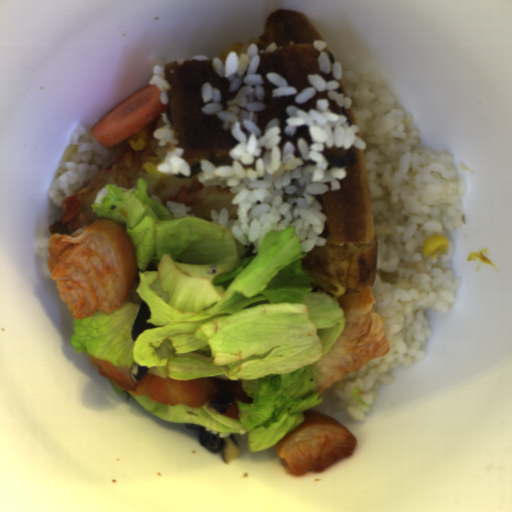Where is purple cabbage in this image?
Masks as SVG:
<instances>
[{"instance_id":"1","label":"purple cabbage","mask_w":512,"mask_h":512,"mask_svg":"<svg viewBox=\"0 0 512 512\" xmlns=\"http://www.w3.org/2000/svg\"><path fill=\"white\" fill-rule=\"evenodd\" d=\"M185 427L187 430H198L199 445L207 447L214 454L221 451L222 458L227 465L241 454L240 447L232 434L221 438L219 434L206 431L204 426L185 423Z\"/></svg>"},{"instance_id":"2","label":"purple cabbage","mask_w":512,"mask_h":512,"mask_svg":"<svg viewBox=\"0 0 512 512\" xmlns=\"http://www.w3.org/2000/svg\"><path fill=\"white\" fill-rule=\"evenodd\" d=\"M152 317L150 309L147 305V303H141L139 305L137 316L133 322L132 330H131V340L134 342L139 335L148 330L153 328H159L155 324L147 323L146 320L148 318Z\"/></svg>"},{"instance_id":"3","label":"purple cabbage","mask_w":512,"mask_h":512,"mask_svg":"<svg viewBox=\"0 0 512 512\" xmlns=\"http://www.w3.org/2000/svg\"><path fill=\"white\" fill-rule=\"evenodd\" d=\"M148 366H140L137 363L131 366L129 373L133 382L137 383L144 375L148 374Z\"/></svg>"}]
</instances>
